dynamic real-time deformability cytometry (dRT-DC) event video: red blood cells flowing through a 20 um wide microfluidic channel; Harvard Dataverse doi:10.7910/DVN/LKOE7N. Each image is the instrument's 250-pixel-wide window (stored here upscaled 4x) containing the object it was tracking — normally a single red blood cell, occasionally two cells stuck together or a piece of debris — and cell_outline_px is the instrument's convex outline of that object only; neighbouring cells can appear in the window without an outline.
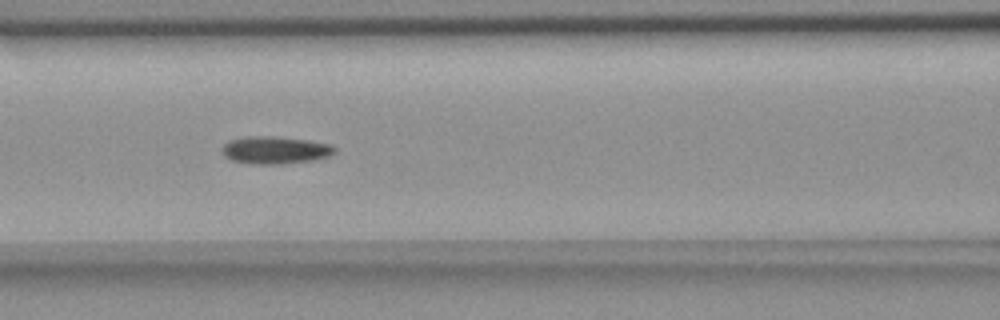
{"species": "common noctule bat (a hibernating species)", "species_latin": "Nyctalus noctula", "temperature_condition": "room temperature", "stored_images_in_passage": 11, "camera_frame_rate_fps": 3000, "um_per_image_px": 0.085, "animal": {"sex": "female", "body_mass_g": 18.4}, "frame": {"image": 1, "passage_image": 5, "time_ms": 6.0, "image_size_px": [1000, 320], "cell_outline_px": [[336, 152], [328, 156], [312, 160], [280, 164], [256, 164], [232, 160], [224, 156], [224, 144], [228, 140], [244, 136], [272, 136], [308, 140], [332, 144], [336, 148]], "centroid_in_image_um": [23.41, 12.74], "position_along_channel_um": 143.2, "area_um2": 17.98}}
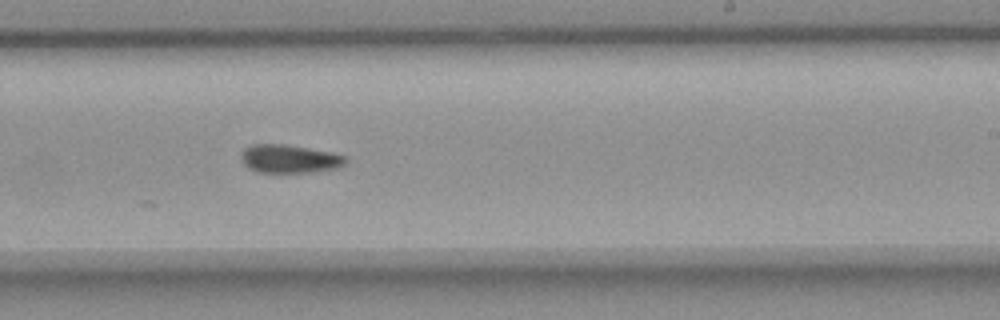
{"frame": {"image": 2, "passage_image": 8, "time_ms": 9.333, "image_size_px": [1000, 320], "cell_outline_px": [[348, 160], [340, 168], [312, 172], [256, 172], [248, 168], [244, 164], [240, 156], [244, 148], [252, 144], [284, 144], [332, 152], [344, 156]], "centroid_in_image_um": [24.6, 13.5], "position_along_channel_um": 264.4, "area_um2": 17.34}}
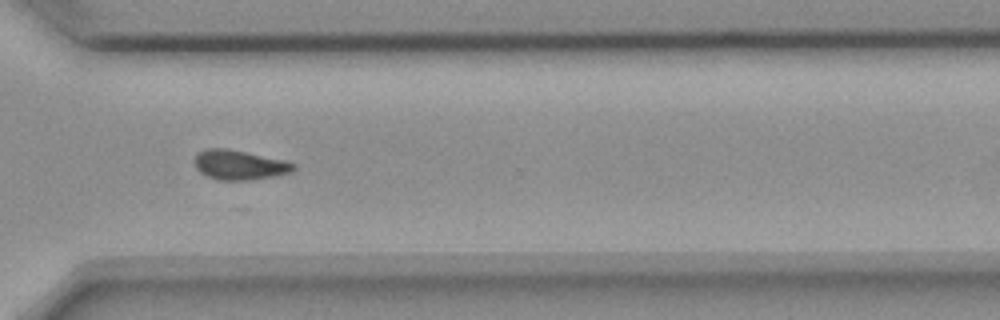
{"frame": {"image": 3, "passage_image": 10, "time_ms": 11.667, "image_size_px": [1000, 320], "cell_outline_px": [[296, 168], [292, 172], [276, 176], [252, 180], [216, 180], [200, 172], [196, 168], [196, 152], [208, 148], [228, 148], [284, 160], [296, 164]], "centroid_in_image_um": [20.37, 14.02], "position_along_channel_um": 350.2, "area_um2": 17.22}, "authors_computed_cell_mechanics": {"area_um2": 17.2822, "velocity_mm_per_s": 3.6493, "shape_relaxation_time_tau1_ms": null, "shape_relaxation_time_tau2_ms": 8.6335, "deformation_change_tau1": null, "deformation_change_tau2": 0.1275}}